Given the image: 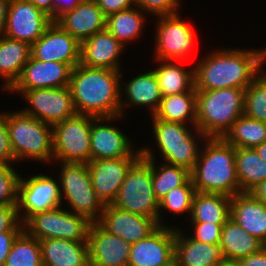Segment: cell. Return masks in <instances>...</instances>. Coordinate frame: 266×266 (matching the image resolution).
<instances>
[{
  "instance_id": "7dc6e473",
  "label": "cell",
  "mask_w": 266,
  "mask_h": 266,
  "mask_svg": "<svg viewBox=\"0 0 266 266\" xmlns=\"http://www.w3.org/2000/svg\"><path fill=\"white\" fill-rule=\"evenodd\" d=\"M82 0H52V20L75 8Z\"/></svg>"
},
{
  "instance_id": "5b68a950",
  "label": "cell",
  "mask_w": 266,
  "mask_h": 266,
  "mask_svg": "<svg viewBox=\"0 0 266 266\" xmlns=\"http://www.w3.org/2000/svg\"><path fill=\"white\" fill-rule=\"evenodd\" d=\"M6 125L15 161L28 158L51 163L53 160V129L21 110L8 113Z\"/></svg>"
},
{
  "instance_id": "ee69618b",
  "label": "cell",
  "mask_w": 266,
  "mask_h": 266,
  "mask_svg": "<svg viewBox=\"0 0 266 266\" xmlns=\"http://www.w3.org/2000/svg\"><path fill=\"white\" fill-rule=\"evenodd\" d=\"M16 162L11 148L8 128L6 125V113H0V163Z\"/></svg>"
},
{
  "instance_id": "4fadbf2b",
  "label": "cell",
  "mask_w": 266,
  "mask_h": 266,
  "mask_svg": "<svg viewBox=\"0 0 266 266\" xmlns=\"http://www.w3.org/2000/svg\"><path fill=\"white\" fill-rule=\"evenodd\" d=\"M179 13L159 16L156 28L155 60H185L195 42V32Z\"/></svg>"
},
{
  "instance_id": "d4e9b609",
  "label": "cell",
  "mask_w": 266,
  "mask_h": 266,
  "mask_svg": "<svg viewBox=\"0 0 266 266\" xmlns=\"http://www.w3.org/2000/svg\"><path fill=\"white\" fill-rule=\"evenodd\" d=\"M230 218L266 245V204L250 192L237 193L231 197Z\"/></svg>"
},
{
  "instance_id": "cb8c5ba5",
  "label": "cell",
  "mask_w": 266,
  "mask_h": 266,
  "mask_svg": "<svg viewBox=\"0 0 266 266\" xmlns=\"http://www.w3.org/2000/svg\"><path fill=\"white\" fill-rule=\"evenodd\" d=\"M174 261L179 266H219L227 260L220 244L196 241L175 227Z\"/></svg>"
},
{
  "instance_id": "7bdbcfd3",
  "label": "cell",
  "mask_w": 266,
  "mask_h": 266,
  "mask_svg": "<svg viewBox=\"0 0 266 266\" xmlns=\"http://www.w3.org/2000/svg\"><path fill=\"white\" fill-rule=\"evenodd\" d=\"M23 230L24 224L20 219L17 205H0V233Z\"/></svg>"
},
{
  "instance_id": "f1b7e54d",
  "label": "cell",
  "mask_w": 266,
  "mask_h": 266,
  "mask_svg": "<svg viewBox=\"0 0 266 266\" xmlns=\"http://www.w3.org/2000/svg\"><path fill=\"white\" fill-rule=\"evenodd\" d=\"M220 245L226 260L235 262L258 252L265 246L231 218L222 227Z\"/></svg>"
},
{
  "instance_id": "8d00e7d4",
  "label": "cell",
  "mask_w": 266,
  "mask_h": 266,
  "mask_svg": "<svg viewBox=\"0 0 266 266\" xmlns=\"http://www.w3.org/2000/svg\"><path fill=\"white\" fill-rule=\"evenodd\" d=\"M4 266H43L39 240L23 230L13 242Z\"/></svg>"
},
{
  "instance_id": "6da1fadb",
  "label": "cell",
  "mask_w": 266,
  "mask_h": 266,
  "mask_svg": "<svg viewBox=\"0 0 266 266\" xmlns=\"http://www.w3.org/2000/svg\"><path fill=\"white\" fill-rule=\"evenodd\" d=\"M207 55L194 65L196 91L246 89L260 74L258 49H216Z\"/></svg>"
},
{
  "instance_id": "30bf717a",
  "label": "cell",
  "mask_w": 266,
  "mask_h": 266,
  "mask_svg": "<svg viewBox=\"0 0 266 266\" xmlns=\"http://www.w3.org/2000/svg\"><path fill=\"white\" fill-rule=\"evenodd\" d=\"M94 118L75 114L52 126L53 161L86 164L91 161L90 135Z\"/></svg>"
},
{
  "instance_id": "83f0119b",
  "label": "cell",
  "mask_w": 266,
  "mask_h": 266,
  "mask_svg": "<svg viewBox=\"0 0 266 266\" xmlns=\"http://www.w3.org/2000/svg\"><path fill=\"white\" fill-rule=\"evenodd\" d=\"M30 56V44L0 35V77L5 81L2 89L9 90L14 85Z\"/></svg>"
},
{
  "instance_id": "7402d4cb",
  "label": "cell",
  "mask_w": 266,
  "mask_h": 266,
  "mask_svg": "<svg viewBox=\"0 0 266 266\" xmlns=\"http://www.w3.org/2000/svg\"><path fill=\"white\" fill-rule=\"evenodd\" d=\"M124 46L107 30L95 33L81 42L80 64L90 68L121 71L120 54Z\"/></svg>"
},
{
  "instance_id": "d6a6232c",
  "label": "cell",
  "mask_w": 266,
  "mask_h": 266,
  "mask_svg": "<svg viewBox=\"0 0 266 266\" xmlns=\"http://www.w3.org/2000/svg\"><path fill=\"white\" fill-rule=\"evenodd\" d=\"M235 167L240 192H251L266 180V161L254 148H235Z\"/></svg>"
},
{
  "instance_id": "4316f807",
  "label": "cell",
  "mask_w": 266,
  "mask_h": 266,
  "mask_svg": "<svg viewBox=\"0 0 266 266\" xmlns=\"http://www.w3.org/2000/svg\"><path fill=\"white\" fill-rule=\"evenodd\" d=\"M121 100H120V115L123 114L125 107L123 106H144L150 107L151 116H153L158 110L162 95L160 92L158 80L154 74V71H148L143 74H139L135 78H132L129 82L124 85V88H120ZM123 91V92H122ZM125 100L123 99V94ZM125 104V105H124Z\"/></svg>"
},
{
  "instance_id": "484cf974",
  "label": "cell",
  "mask_w": 266,
  "mask_h": 266,
  "mask_svg": "<svg viewBox=\"0 0 266 266\" xmlns=\"http://www.w3.org/2000/svg\"><path fill=\"white\" fill-rule=\"evenodd\" d=\"M43 266H90L88 242L39 240Z\"/></svg>"
},
{
  "instance_id": "b9f144b4",
  "label": "cell",
  "mask_w": 266,
  "mask_h": 266,
  "mask_svg": "<svg viewBox=\"0 0 266 266\" xmlns=\"http://www.w3.org/2000/svg\"><path fill=\"white\" fill-rule=\"evenodd\" d=\"M193 234L190 237L196 241L218 245L221 242L222 227L224 224L208 222H192Z\"/></svg>"
},
{
  "instance_id": "9a60e30c",
  "label": "cell",
  "mask_w": 266,
  "mask_h": 266,
  "mask_svg": "<svg viewBox=\"0 0 266 266\" xmlns=\"http://www.w3.org/2000/svg\"><path fill=\"white\" fill-rule=\"evenodd\" d=\"M123 116L99 117L92 120L90 148L91 160L113 159L124 157H141V150L132 147V143L119 128L110 125L113 120ZM106 122V123H105ZM109 125H106L108 124Z\"/></svg>"
},
{
  "instance_id": "c3c4849f",
  "label": "cell",
  "mask_w": 266,
  "mask_h": 266,
  "mask_svg": "<svg viewBox=\"0 0 266 266\" xmlns=\"http://www.w3.org/2000/svg\"><path fill=\"white\" fill-rule=\"evenodd\" d=\"M239 266H266V245L258 252L237 261Z\"/></svg>"
},
{
  "instance_id": "681fc988",
  "label": "cell",
  "mask_w": 266,
  "mask_h": 266,
  "mask_svg": "<svg viewBox=\"0 0 266 266\" xmlns=\"http://www.w3.org/2000/svg\"><path fill=\"white\" fill-rule=\"evenodd\" d=\"M10 1L11 0H0V35L3 34L6 26Z\"/></svg>"
},
{
  "instance_id": "836d02e7",
  "label": "cell",
  "mask_w": 266,
  "mask_h": 266,
  "mask_svg": "<svg viewBox=\"0 0 266 266\" xmlns=\"http://www.w3.org/2000/svg\"><path fill=\"white\" fill-rule=\"evenodd\" d=\"M156 61H160L162 64L153 70L162 96L184 93L194 88V67L191 70H184L180 64H175L181 61Z\"/></svg>"
},
{
  "instance_id": "7a4b0ae2",
  "label": "cell",
  "mask_w": 266,
  "mask_h": 266,
  "mask_svg": "<svg viewBox=\"0 0 266 266\" xmlns=\"http://www.w3.org/2000/svg\"><path fill=\"white\" fill-rule=\"evenodd\" d=\"M121 76V71L76 65L69 88L77 114L95 118L120 115Z\"/></svg>"
},
{
  "instance_id": "e0dca14e",
  "label": "cell",
  "mask_w": 266,
  "mask_h": 266,
  "mask_svg": "<svg viewBox=\"0 0 266 266\" xmlns=\"http://www.w3.org/2000/svg\"><path fill=\"white\" fill-rule=\"evenodd\" d=\"M80 49L81 43L53 21L45 33L31 45V56L45 62L69 64L74 68L80 64Z\"/></svg>"
},
{
  "instance_id": "2e32d148",
  "label": "cell",
  "mask_w": 266,
  "mask_h": 266,
  "mask_svg": "<svg viewBox=\"0 0 266 266\" xmlns=\"http://www.w3.org/2000/svg\"><path fill=\"white\" fill-rule=\"evenodd\" d=\"M175 226H159L131 244L127 266H169L174 262Z\"/></svg>"
},
{
  "instance_id": "f907efd6",
  "label": "cell",
  "mask_w": 266,
  "mask_h": 266,
  "mask_svg": "<svg viewBox=\"0 0 266 266\" xmlns=\"http://www.w3.org/2000/svg\"><path fill=\"white\" fill-rule=\"evenodd\" d=\"M257 200L266 204V180L261 182L250 192Z\"/></svg>"
},
{
  "instance_id": "52a82bcc",
  "label": "cell",
  "mask_w": 266,
  "mask_h": 266,
  "mask_svg": "<svg viewBox=\"0 0 266 266\" xmlns=\"http://www.w3.org/2000/svg\"><path fill=\"white\" fill-rule=\"evenodd\" d=\"M111 205L153 218L158 224L159 201L154 195L152 186L151 159L141 156L131 166Z\"/></svg>"
},
{
  "instance_id": "11a10c76",
  "label": "cell",
  "mask_w": 266,
  "mask_h": 266,
  "mask_svg": "<svg viewBox=\"0 0 266 266\" xmlns=\"http://www.w3.org/2000/svg\"><path fill=\"white\" fill-rule=\"evenodd\" d=\"M219 266H239V264L235 261H226L220 264Z\"/></svg>"
},
{
  "instance_id": "60d3db41",
  "label": "cell",
  "mask_w": 266,
  "mask_h": 266,
  "mask_svg": "<svg viewBox=\"0 0 266 266\" xmlns=\"http://www.w3.org/2000/svg\"><path fill=\"white\" fill-rule=\"evenodd\" d=\"M181 2V0H134V5L145 13L159 17L179 13Z\"/></svg>"
},
{
  "instance_id": "1f68e13d",
  "label": "cell",
  "mask_w": 266,
  "mask_h": 266,
  "mask_svg": "<svg viewBox=\"0 0 266 266\" xmlns=\"http://www.w3.org/2000/svg\"><path fill=\"white\" fill-rule=\"evenodd\" d=\"M142 147L141 156L151 159L152 186L156 199L160 201L173 188L183 185L190 178V171L183 167L170 165L163 162L156 167L152 149Z\"/></svg>"
},
{
  "instance_id": "ba28073f",
  "label": "cell",
  "mask_w": 266,
  "mask_h": 266,
  "mask_svg": "<svg viewBox=\"0 0 266 266\" xmlns=\"http://www.w3.org/2000/svg\"><path fill=\"white\" fill-rule=\"evenodd\" d=\"M59 187L61 198H65L71 212L87 217L91 222L100 219L105 207L98 198L86 163H60Z\"/></svg>"
},
{
  "instance_id": "277c9868",
  "label": "cell",
  "mask_w": 266,
  "mask_h": 266,
  "mask_svg": "<svg viewBox=\"0 0 266 266\" xmlns=\"http://www.w3.org/2000/svg\"><path fill=\"white\" fill-rule=\"evenodd\" d=\"M245 89L196 91V128L206 138H223L243 115Z\"/></svg>"
},
{
  "instance_id": "db71d44e",
  "label": "cell",
  "mask_w": 266,
  "mask_h": 266,
  "mask_svg": "<svg viewBox=\"0 0 266 266\" xmlns=\"http://www.w3.org/2000/svg\"><path fill=\"white\" fill-rule=\"evenodd\" d=\"M259 50V60H260V67H262L266 62V49H258Z\"/></svg>"
},
{
  "instance_id": "603a6c76",
  "label": "cell",
  "mask_w": 266,
  "mask_h": 266,
  "mask_svg": "<svg viewBox=\"0 0 266 266\" xmlns=\"http://www.w3.org/2000/svg\"><path fill=\"white\" fill-rule=\"evenodd\" d=\"M55 22L80 43L106 29V16L95 0H82L75 8L60 15Z\"/></svg>"
},
{
  "instance_id": "ffe728a7",
  "label": "cell",
  "mask_w": 266,
  "mask_h": 266,
  "mask_svg": "<svg viewBox=\"0 0 266 266\" xmlns=\"http://www.w3.org/2000/svg\"><path fill=\"white\" fill-rule=\"evenodd\" d=\"M97 223L129 244L147 238L159 225L153 218L105 205Z\"/></svg>"
},
{
  "instance_id": "3957f363",
  "label": "cell",
  "mask_w": 266,
  "mask_h": 266,
  "mask_svg": "<svg viewBox=\"0 0 266 266\" xmlns=\"http://www.w3.org/2000/svg\"><path fill=\"white\" fill-rule=\"evenodd\" d=\"M203 151L190 172L196 192L233 197L240 193L235 167V147L223 138H206Z\"/></svg>"
},
{
  "instance_id": "f6af8a7d",
  "label": "cell",
  "mask_w": 266,
  "mask_h": 266,
  "mask_svg": "<svg viewBox=\"0 0 266 266\" xmlns=\"http://www.w3.org/2000/svg\"><path fill=\"white\" fill-rule=\"evenodd\" d=\"M98 7L107 17L110 14L120 12L121 10L132 8L134 0H95Z\"/></svg>"
},
{
  "instance_id": "d590c367",
  "label": "cell",
  "mask_w": 266,
  "mask_h": 266,
  "mask_svg": "<svg viewBox=\"0 0 266 266\" xmlns=\"http://www.w3.org/2000/svg\"><path fill=\"white\" fill-rule=\"evenodd\" d=\"M223 139L235 148H254L266 141V122L242 115Z\"/></svg>"
},
{
  "instance_id": "5bb4252c",
  "label": "cell",
  "mask_w": 266,
  "mask_h": 266,
  "mask_svg": "<svg viewBox=\"0 0 266 266\" xmlns=\"http://www.w3.org/2000/svg\"><path fill=\"white\" fill-rule=\"evenodd\" d=\"M52 23L51 17L29 0H11L2 35L32 45Z\"/></svg>"
},
{
  "instance_id": "bcb514c9",
  "label": "cell",
  "mask_w": 266,
  "mask_h": 266,
  "mask_svg": "<svg viewBox=\"0 0 266 266\" xmlns=\"http://www.w3.org/2000/svg\"><path fill=\"white\" fill-rule=\"evenodd\" d=\"M21 232L0 233V266H4L13 242Z\"/></svg>"
},
{
  "instance_id": "f5cc1de1",
  "label": "cell",
  "mask_w": 266,
  "mask_h": 266,
  "mask_svg": "<svg viewBox=\"0 0 266 266\" xmlns=\"http://www.w3.org/2000/svg\"><path fill=\"white\" fill-rule=\"evenodd\" d=\"M257 154L266 161V141L254 147Z\"/></svg>"
},
{
  "instance_id": "74e56055",
  "label": "cell",
  "mask_w": 266,
  "mask_h": 266,
  "mask_svg": "<svg viewBox=\"0 0 266 266\" xmlns=\"http://www.w3.org/2000/svg\"><path fill=\"white\" fill-rule=\"evenodd\" d=\"M243 115L266 122V73L260 74L245 89Z\"/></svg>"
},
{
  "instance_id": "9c48e42d",
  "label": "cell",
  "mask_w": 266,
  "mask_h": 266,
  "mask_svg": "<svg viewBox=\"0 0 266 266\" xmlns=\"http://www.w3.org/2000/svg\"><path fill=\"white\" fill-rule=\"evenodd\" d=\"M65 208L36 213L24 223V230L38 240L66 239L88 242V233L92 222L85 216L74 214Z\"/></svg>"
},
{
  "instance_id": "44dd1931",
  "label": "cell",
  "mask_w": 266,
  "mask_h": 266,
  "mask_svg": "<svg viewBox=\"0 0 266 266\" xmlns=\"http://www.w3.org/2000/svg\"><path fill=\"white\" fill-rule=\"evenodd\" d=\"M90 266H127L131 244L92 222L88 233Z\"/></svg>"
},
{
  "instance_id": "ab89813d",
  "label": "cell",
  "mask_w": 266,
  "mask_h": 266,
  "mask_svg": "<svg viewBox=\"0 0 266 266\" xmlns=\"http://www.w3.org/2000/svg\"><path fill=\"white\" fill-rule=\"evenodd\" d=\"M20 176L12 165L0 163V205H17Z\"/></svg>"
},
{
  "instance_id": "ac0fdd59",
  "label": "cell",
  "mask_w": 266,
  "mask_h": 266,
  "mask_svg": "<svg viewBox=\"0 0 266 266\" xmlns=\"http://www.w3.org/2000/svg\"><path fill=\"white\" fill-rule=\"evenodd\" d=\"M139 158L99 159L87 163L92 186L104 205L113 203L128 170Z\"/></svg>"
},
{
  "instance_id": "816d5d0a",
  "label": "cell",
  "mask_w": 266,
  "mask_h": 266,
  "mask_svg": "<svg viewBox=\"0 0 266 266\" xmlns=\"http://www.w3.org/2000/svg\"><path fill=\"white\" fill-rule=\"evenodd\" d=\"M37 8L47 13L52 19V0H29Z\"/></svg>"
},
{
  "instance_id": "e575fe53",
  "label": "cell",
  "mask_w": 266,
  "mask_h": 266,
  "mask_svg": "<svg viewBox=\"0 0 266 266\" xmlns=\"http://www.w3.org/2000/svg\"><path fill=\"white\" fill-rule=\"evenodd\" d=\"M144 15L139 7H132L106 17V29L124 46L137 39L144 28Z\"/></svg>"
},
{
  "instance_id": "d6986e66",
  "label": "cell",
  "mask_w": 266,
  "mask_h": 266,
  "mask_svg": "<svg viewBox=\"0 0 266 266\" xmlns=\"http://www.w3.org/2000/svg\"><path fill=\"white\" fill-rule=\"evenodd\" d=\"M72 69L69 64L45 62L30 56L20 77L8 92L69 86Z\"/></svg>"
},
{
  "instance_id": "4dcf8cb0",
  "label": "cell",
  "mask_w": 266,
  "mask_h": 266,
  "mask_svg": "<svg viewBox=\"0 0 266 266\" xmlns=\"http://www.w3.org/2000/svg\"><path fill=\"white\" fill-rule=\"evenodd\" d=\"M230 203L231 197L225 195L196 192L189 218L191 222L224 224L230 218Z\"/></svg>"
},
{
  "instance_id": "8992f818",
  "label": "cell",
  "mask_w": 266,
  "mask_h": 266,
  "mask_svg": "<svg viewBox=\"0 0 266 266\" xmlns=\"http://www.w3.org/2000/svg\"><path fill=\"white\" fill-rule=\"evenodd\" d=\"M151 120L155 142L163 156L161 160L191 172L199 156L201 146L198 145L206 139V136L197 128H194L196 133H192L187 124L162 121L154 115L151 116ZM197 138H199L200 144L196 141Z\"/></svg>"
},
{
  "instance_id": "f546056e",
  "label": "cell",
  "mask_w": 266,
  "mask_h": 266,
  "mask_svg": "<svg viewBox=\"0 0 266 266\" xmlns=\"http://www.w3.org/2000/svg\"><path fill=\"white\" fill-rule=\"evenodd\" d=\"M154 116L166 122L189 123L193 127L191 129L196 128V89L162 96L160 106Z\"/></svg>"
},
{
  "instance_id": "7c38bea8",
  "label": "cell",
  "mask_w": 266,
  "mask_h": 266,
  "mask_svg": "<svg viewBox=\"0 0 266 266\" xmlns=\"http://www.w3.org/2000/svg\"><path fill=\"white\" fill-rule=\"evenodd\" d=\"M62 203L59 182L52 176L20 177L17 208L23 224L34 214L60 207Z\"/></svg>"
},
{
  "instance_id": "8fae6325",
  "label": "cell",
  "mask_w": 266,
  "mask_h": 266,
  "mask_svg": "<svg viewBox=\"0 0 266 266\" xmlns=\"http://www.w3.org/2000/svg\"><path fill=\"white\" fill-rule=\"evenodd\" d=\"M13 92L22 94L31 106L22 112L48 125L53 126L77 114L69 86Z\"/></svg>"
},
{
  "instance_id": "f35d334b",
  "label": "cell",
  "mask_w": 266,
  "mask_h": 266,
  "mask_svg": "<svg viewBox=\"0 0 266 266\" xmlns=\"http://www.w3.org/2000/svg\"><path fill=\"white\" fill-rule=\"evenodd\" d=\"M196 190L194 188L191 177L181 186L173 188L169 191L160 201H159V213H158V225L165 226L164 222L162 224L161 212L160 209L168 210L172 213L191 214L192 202Z\"/></svg>"
},
{
  "instance_id": "9f6ffc18",
  "label": "cell",
  "mask_w": 266,
  "mask_h": 266,
  "mask_svg": "<svg viewBox=\"0 0 266 266\" xmlns=\"http://www.w3.org/2000/svg\"><path fill=\"white\" fill-rule=\"evenodd\" d=\"M169 266H179L175 261Z\"/></svg>"
}]
</instances>
